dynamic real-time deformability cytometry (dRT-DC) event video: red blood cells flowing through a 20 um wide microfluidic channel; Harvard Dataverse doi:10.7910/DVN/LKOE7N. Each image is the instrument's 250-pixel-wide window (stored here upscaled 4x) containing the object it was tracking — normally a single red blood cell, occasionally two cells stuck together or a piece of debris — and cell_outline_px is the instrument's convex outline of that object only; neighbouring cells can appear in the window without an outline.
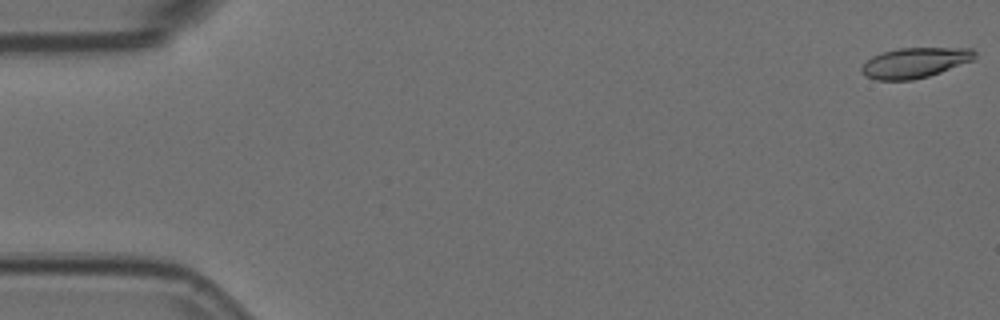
{"species": "Egyptian fruit bat (a non-hibernating species)", "species_latin": "Rousettus aegyptiacus", "temperature_condition": "room temperature", "stored_images_in_passage": 8, "camera_frame_rate_fps": 3000, "um_per_image_px": 0.085, "animal": {"sex": "female"}, "frame": {"image": 1, "passage_image": 1, "time_ms": 0.0, "image_size_px": [1000, 320], "cell_outline_px": [[976, 56], [972, 60], [940, 72], [928, 76], [912, 80], [876, 80], [864, 76], [860, 72], [860, 68], [872, 56], [884, 52], [900, 48], [972, 48], [976, 52]], "centroid_in_image_um": [77.74, 5.34], "position_along_channel_um": 7.3, "area_um2": 19.83}}
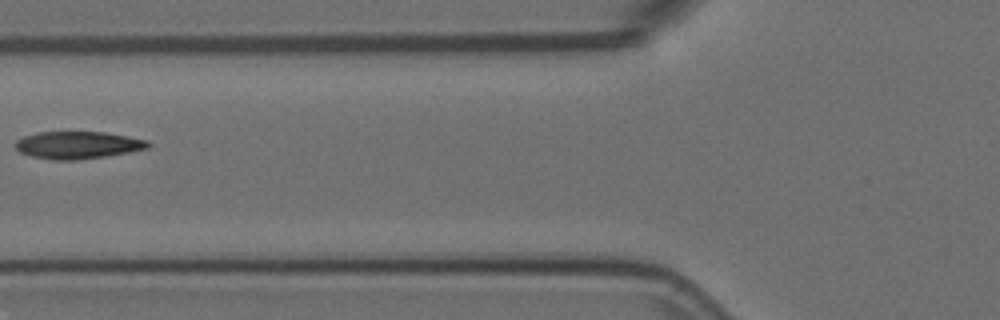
{"frame": {"image": 2, "passage_image": 7, "time_ms": 2.0, "image_size_px": [1000, 320], "cell_outline_px": [[152, 144], [148, 148], [128, 152], [104, 156], [76, 160], [52, 160], [32, 156], [20, 152], [16, 148], [16, 140], [24, 136], [36, 132], [104, 132], [128, 136], [148, 140]], "centroid_in_image_um": [6.62, 12.32], "position_along_channel_um": 119.2, "area_um2": 21.1}}
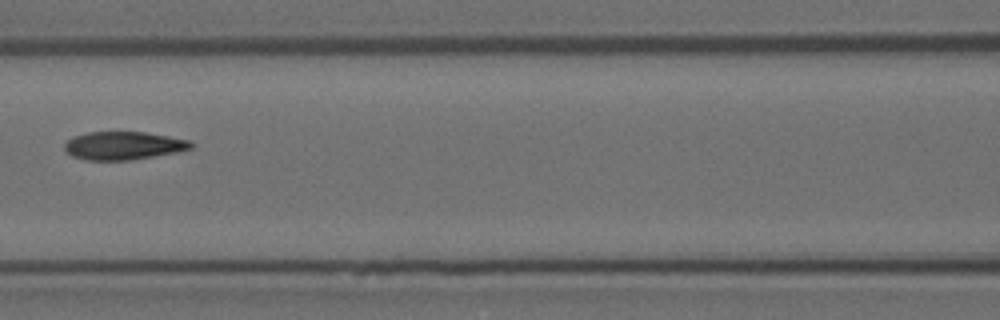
{"frame": {"image": 3, "passage_image": 8, "time_ms": 2.333, "image_size_px": [1000, 320], "cell_outline_px": [[196, 144], [192, 148], [176, 152], [132, 160], [84, 160], [72, 156], [64, 148], [64, 144], [72, 136], [88, 132], [144, 132], [192, 140]], "centroid_in_image_um": [10.51, 12.38], "position_along_channel_um": 156.1, "area_um2": 20.87}}